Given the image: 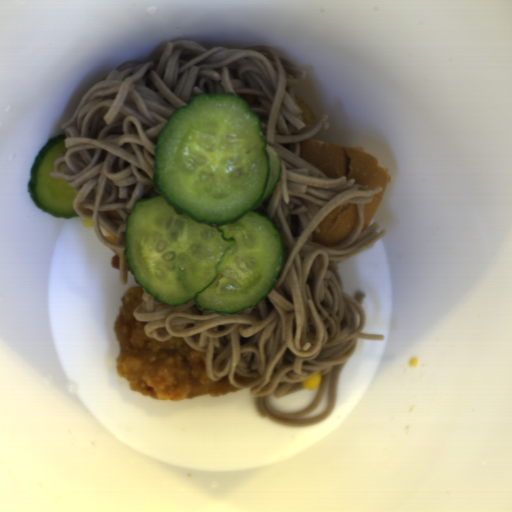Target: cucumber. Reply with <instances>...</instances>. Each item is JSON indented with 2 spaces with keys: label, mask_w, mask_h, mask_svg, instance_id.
<instances>
[{
  "label": "cucumber",
  "mask_w": 512,
  "mask_h": 512,
  "mask_svg": "<svg viewBox=\"0 0 512 512\" xmlns=\"http://www.w3.org/2000/svg\"><path fill=\"white\" fill-rule=\"evenodd\" d=\"M157 195L125 218L136 285L171 307L239 315L272 291L284 244L256 210L281 175L263 122L236 93L201 92L172 112L154 147Z\"/></svg>",
  "instance_id": "1"
},
{
  "label": "cucumber",
  "mask_w": 512,
  "mask_h": 512,
  "mask_svg": "<svg viewBox=\"0 0 512 512\" xmlns=\"http://www.w3.org/2000/svg\"><path fill=\"white\" fill-rule=\"evenodd\" d=\"M65 150V134L47 140L32 163L26 190L32 203L42 212L69 221L80 218L72 207L76 193L65 181L50 177L56 161Z\"/></svg>",
  "instance_id": "2"
}]
</instances>
